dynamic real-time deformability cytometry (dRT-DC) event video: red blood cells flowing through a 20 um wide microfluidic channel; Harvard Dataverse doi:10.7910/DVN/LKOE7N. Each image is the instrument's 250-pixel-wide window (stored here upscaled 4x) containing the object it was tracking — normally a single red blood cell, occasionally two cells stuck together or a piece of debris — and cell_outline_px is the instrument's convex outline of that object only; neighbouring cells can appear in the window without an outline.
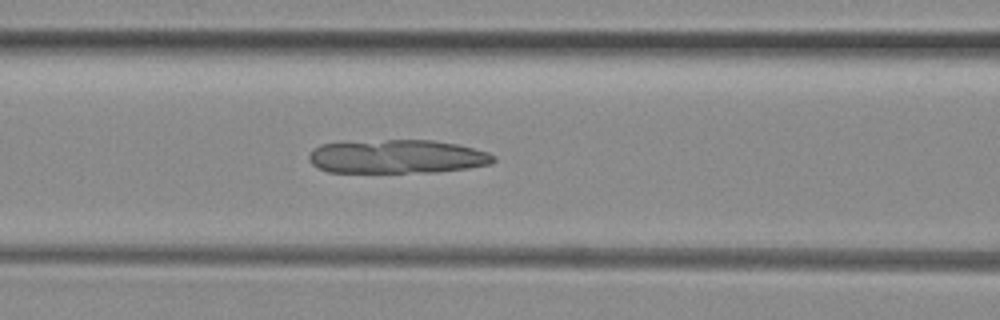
{"species": "common noctule bat (a hibernating species)", "species_latin": "Nyctalus noctula", "temperature_condition": "room temperature", "stored_images_in_passage": 51, "camera_frame_rate_fps": 3000, "um_per_image_px": 0.085, "animal": {"sex": "female", "body_mass_g": 29.2, "forearm_length_mm": 56.3}, "frame": {"image": 1, "passage_image": 21, "time_ms": 6.667, "image_size_px": [1000, 320], "cell_outline_px": [[496, 160], [492, 164], [468, 168], [436, 172], [328, 172], [316, 168], [308, 160], [308, 156], [312, 148], [320, 144], [388, 140], [432, 140], [456, 144], [488, 152], [496, 156]], "centroid_in_image_um": [33.75, 13.32], "position_along_channel_um": 132.9, "area_um2": 36.36}}
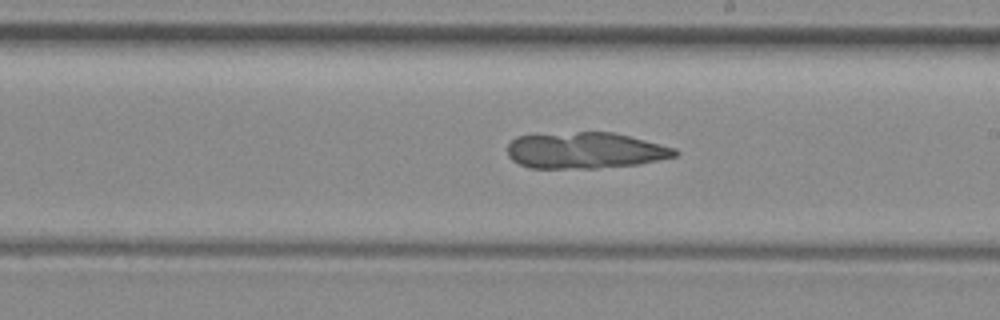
{"frame": {"image": 2, "passage_image": 29, "time_ms": 9.333, "image_size_px": [1000, 320], "cell_outline_px": [[680, 152], [676, 156], [640, 164], [596, 168], [528, 168], [512, 160], [508, 156], [508, 144], [516, 136], [576, 132], [612, 132], [676, 148]], "centroid_in_image_um": [49.74, 12.79], "position_along_channel_um": 239.3, "area_um2": 35.32}}
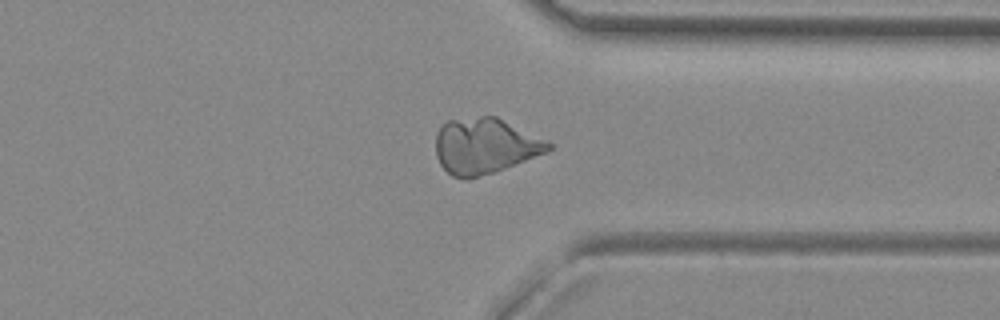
{"frame": {"image": 3, "passage_image": 39, "time_ms": 12.667, "image_size_px": [1000, 320], "cell_outline_px": [[552, 148], [548, 152], [504, 168], [468, 180], [452, 176], [440, 164], [436, 156], [436, 132], [448, 120], [480, 116], [496, 116], [552, 144]], "centroid_in_image_um": [41.18, 12.41], "position_along_channel_um": 370.2, "area_um2": 36.18}}